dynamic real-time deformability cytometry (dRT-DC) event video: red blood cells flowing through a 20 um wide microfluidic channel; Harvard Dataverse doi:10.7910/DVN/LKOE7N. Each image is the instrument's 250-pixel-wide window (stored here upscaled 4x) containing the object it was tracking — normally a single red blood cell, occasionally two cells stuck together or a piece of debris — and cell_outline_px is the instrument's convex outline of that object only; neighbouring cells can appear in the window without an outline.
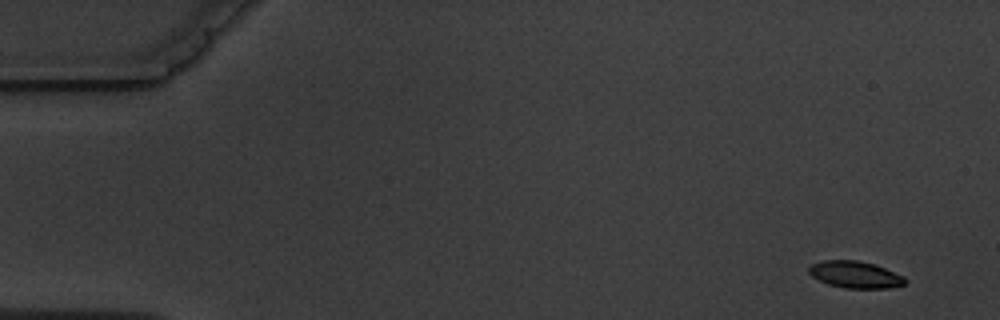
{"species": "common noctule bat (a hibernating species)", "species_latin": "Nyctalus noctula", "temperature_condition": "warm", "stored_images_in_passage": 5, "camera_frame_rate_fps": 3000, "um_per_image_px": 0.085, "animal": {"sex": "male", "body_mass_g": 19.5, "forearm_length_mm": 54.6}, "frame": {"image": 1, "passage_image": 1, "time_ms": 0.0, "image_size_px": [1000, 320], "cell_outline_px": [[908, 280], [904, 284], [884, 288], [844, 288], [828, 284], [812, 276], [808, 272], [808, 268], [812, 264], [824, 260], [856, 260], [872, 264], [884, 268], [904, 276]], "centroid_in_image_um": [72.67, 23.34], "position_along_channel_um": 12.3, "area_um2": 14.85}}